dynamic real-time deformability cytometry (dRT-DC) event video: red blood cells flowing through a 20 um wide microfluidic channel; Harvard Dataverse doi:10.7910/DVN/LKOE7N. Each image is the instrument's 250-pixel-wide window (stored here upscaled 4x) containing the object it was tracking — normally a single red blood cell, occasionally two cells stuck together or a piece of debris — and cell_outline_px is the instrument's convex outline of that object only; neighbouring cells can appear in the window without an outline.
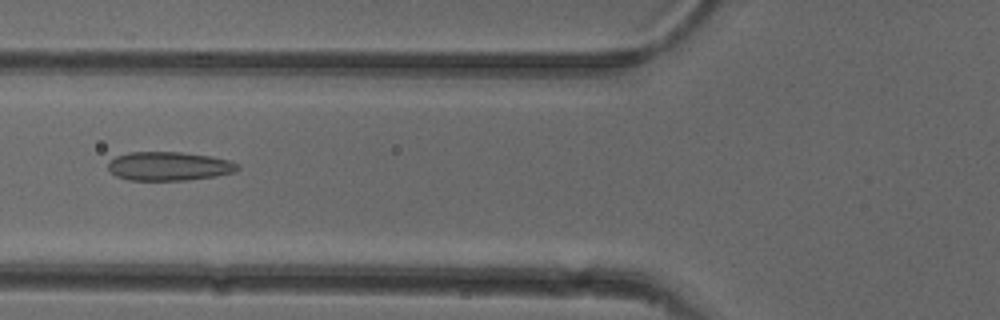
{"species": "common noctule bat (a hibernating species)", "species_latin": "Nyctalus noctula", "temperature_condition": "cold", "stored_images_in_passage": 49, "camera_frame_rate_fps": 3000, "um_per_image_px": 0.085, "animal": {"sex": "female"}, "frame": {"image": 1, "passage_image": 17, "time_ms": 5.333, "image_size_px": [1000, 320], "cell_outline_px": [[240, 168], [236, 172], [216, 176], [184, 180], [128, 180], [116, 176], [108, 168], [108, 160], [116, 156], [128, 152], [180, 152], [212, 156], [228, 160], [240, 164]], "centroid_in_image_um": [14.37, 14.12], "position_along_channel_um": 111.4, "area_um2": 21.91}}
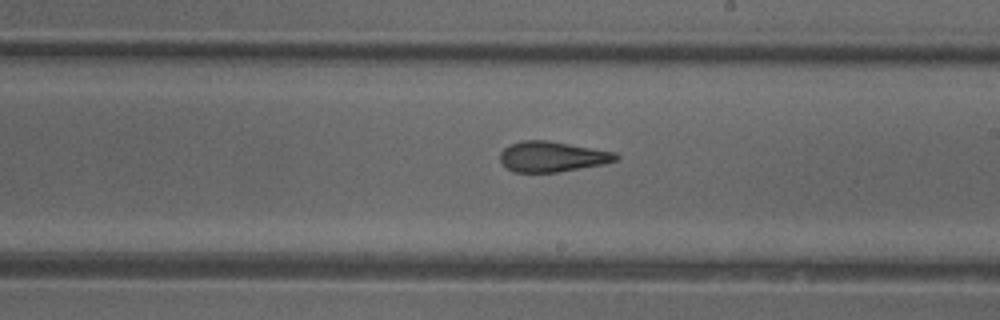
{"frame": {"image": 2, "passage_image": 27, "time_ms": 8.667, "image_size_px": [1000, 320], "cell_outline_px": [[620, 156], [616, 160], [604, 164], [560, 172], [512, 172], [500, 160], [500, 152], [504, 148], [512, 144], [524, 140], [548, 140], [616, 152]], "centroid_in_image_um": [46.96, 13.31], "position_along_channel_um": 242.0, "area_um2": 20.52}}
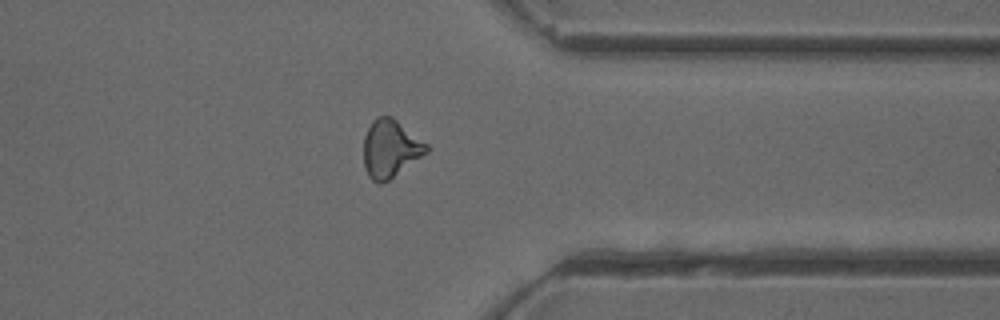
{"frame": {"image": 3, "passage_image": 38, "time_ms": 12.333, "image_size_px": [1000, 320], "cell_outline_px": [[432, 148], [428, 152], [388, 180], [380, 184], [372, 180], [368, 176], [364, 168], [364, 136], [372, 120], [376, 116], [392, 116], [428, 144]], "centroid_in_image_um": [33.19, 12.62], "position_along_channel_um": 378.2, "area_um2": 21.21}, "authors_computed_cell_mechanics": {"area_um2": 20.9814, "velocity_mm_per_s": 3.9025, "shape_relaxation_time_tau1_ms": 11.3584, "shape_relaxation_time_tau2_ms": 2.0518, "deformation_change_tau1": 0.1915, "deformation_change_tau2": 0.0938}}